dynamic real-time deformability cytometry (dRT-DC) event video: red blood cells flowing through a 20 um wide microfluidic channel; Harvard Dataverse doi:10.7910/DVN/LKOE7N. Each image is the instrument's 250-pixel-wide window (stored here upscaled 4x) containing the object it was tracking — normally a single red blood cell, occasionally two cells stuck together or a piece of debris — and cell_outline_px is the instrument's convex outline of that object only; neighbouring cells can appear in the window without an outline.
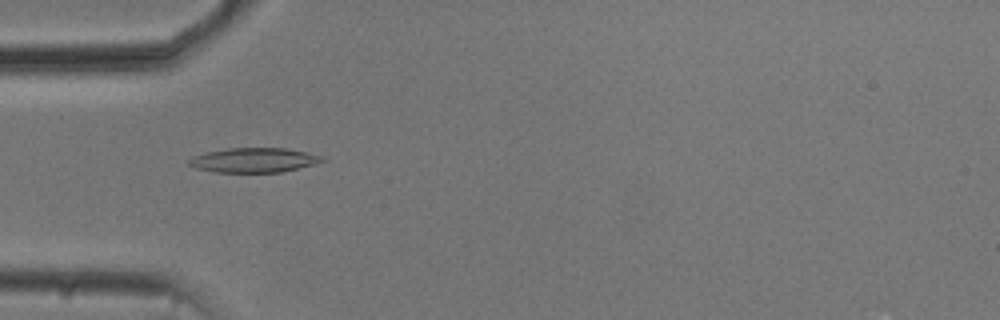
{"species": "common noctule bat (a hibernating species)", "species_latin": "Nyctalus noctula", "temperature_condition": "cold", "stored_images_in_passage": 42, "camera_frame_rate_fps": 3000, "um_per_image_px": 0.085, "animal": {"sex": "male", "body_mass_g": 20.5, "forearm_length_mm": 52.5}, "frame": {"image": 1, "passage_image": 5, "time_ms": 1.333, "image_size_px": [1000, 320], "cell_outline_px": [[328, 160], [280, 172], [216, 172], [196, 168], [188, 164], [188, 160], [192, 156], [208, 152], [228, 148], [288, 148], [324, 156]], "centroid_in_image_um": [21.59, 13.6], "position_along_channel_um": 63.4, "area_um2": 18.96}}
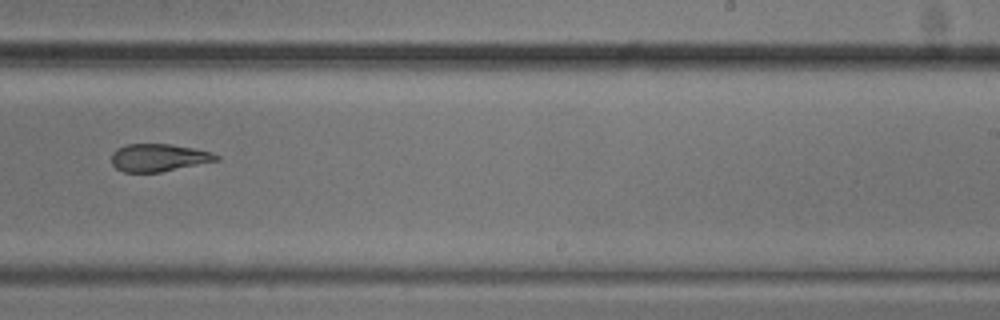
{"frame": {"image": 2, "passage_image": 22, "time_ms": 7.0, "image_size_px": [1000, 320], "cell_outline_px": [[220, 160], [160, 172], [124, 172], [116, 168], [112, 164], [112, 152], [116, 148], [124, 144], [172, 144], [212, 152], [220, 156]], "centroid_in_image_um": [13.48, 13.39], "position_along_channel_um": 275.5, "area_um2": 16.94}}
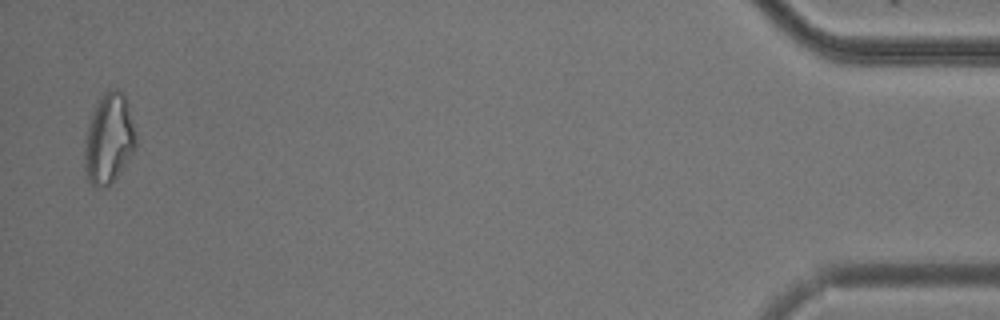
{"frame": {"image": 3, "passage_image": 41, "time_ms": 13.333, "image_size_px": [1000, 320], "cell_outline_px": [[136, 148], [120, 172], [104, 188], [92, 184], [88, 180], [84, 168], [84, 140], [92, 112], [96, 104], [104, 92], [108, 88], [116, 88], [124, 92], [128, 104], [136, 132]], "centroid_in_image_um": [9.25, 11.75], "position_along_channel_um": 425.9, "area_um2": 27.11}, "authors_computed_cell_mechanics": {"area_um2": 18.8139, "velocity_mm_per_s": 3.7607, "shape_relaxation_time_tau1_ms": null, "shape_relaxation_time_tau2_ms": 3.828, "deformation_change_tau1": null, "deformation_change_tau2": 0.1268}}